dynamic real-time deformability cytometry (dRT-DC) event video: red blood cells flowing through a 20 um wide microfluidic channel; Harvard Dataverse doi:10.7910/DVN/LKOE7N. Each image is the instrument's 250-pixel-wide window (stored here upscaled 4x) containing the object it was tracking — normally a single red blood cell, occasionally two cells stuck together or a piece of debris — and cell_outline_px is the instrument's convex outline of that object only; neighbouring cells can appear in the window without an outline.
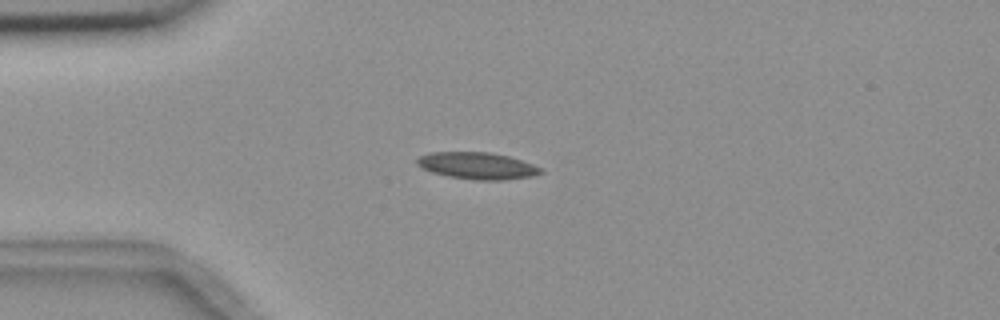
{"species": "common noctule bat (a hibernating species)", "species_latin": "Nyctalus noctula", "temperature_condition": "room temperature", "stored_images_in_passage": 7, "camera_frame_rate_fps": 3000, "um_per_image_px": 0.085, "animal": {"sex": "female", "body_mass_g": 18.4}, "frame": {"image": 1, "passage_image": 4, "time_ms": 3.333, "image_size_px": [1000, 320], "cell_outline_px": [[544, 172], [532, 176], [504, 180], [476, 180], [448, 176], [432, 172], [416, 164], [416, 160], [420, 156], [432, 152], [488, 152], [508, 156], [544, 168]], "centroid_in_image_um": [40.6, 14.09], "position_along_channel_um": 44.4, "area_um2": 19.25}}
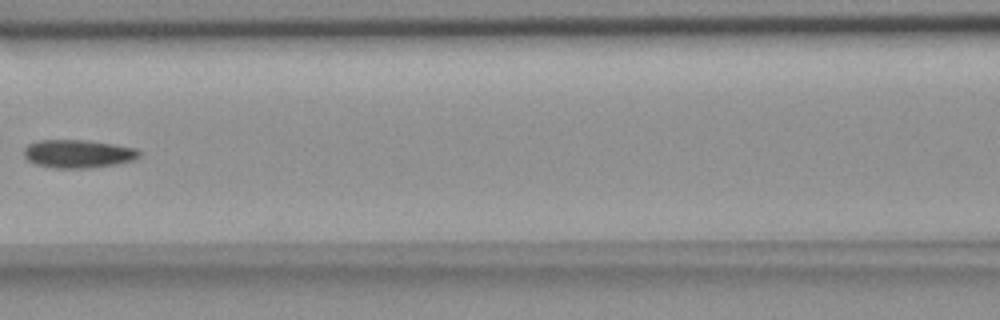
{"frame": {"image": 2, "passage_image": 7, "time_ms": 7.0, "image_size_px": [1000, 320], "cell_outline_px": [[140, 156], [136, 160], [116, 164], [88, 168], [56, 168], [36, 164], [28, 160], [24, 156], [24, 148], [28, 144], [36, 140], [88, 140], [136, 148], [140, 152]], "centroid_in_image_um": [6.64, 13.07], "position_along_channel_um": 160.0, "area_um2": 19.02}}